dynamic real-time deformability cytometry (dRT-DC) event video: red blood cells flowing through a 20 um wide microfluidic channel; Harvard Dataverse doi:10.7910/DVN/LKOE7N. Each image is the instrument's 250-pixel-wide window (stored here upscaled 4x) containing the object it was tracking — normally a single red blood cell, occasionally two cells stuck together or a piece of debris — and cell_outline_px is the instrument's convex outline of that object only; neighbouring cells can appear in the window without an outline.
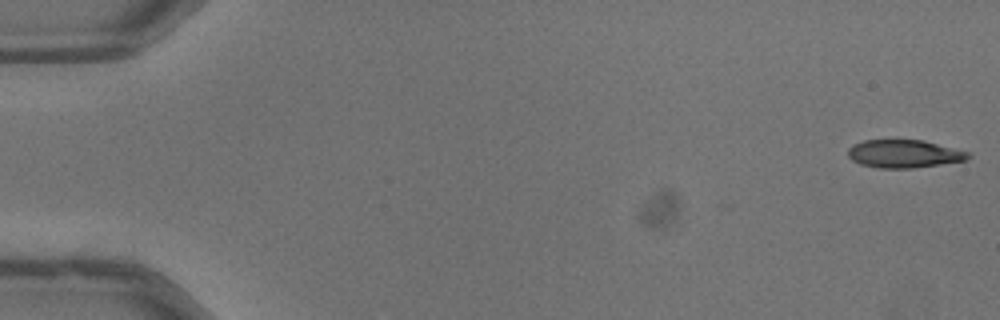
{"species": "common noctule bat (a hibernating species)", "species_latin": "Nyctalus noctula", "temperature_condition": "warm", "stored_images_in_passage": 52, "camera_frame_rate_fps": 3000, "um_per_image_px": 0.085, "animal": {"sex": "male", "body_mass_g": 13.3}, "frame": {"image": 1, "passage_image": 1, "time_ms": 0.0, "image_size_px": [1000, 320], "cell_outline_px": [[972, 156], [968, 160], [912, 168], [876, 168], [860, 164], [852, 160], [848, 156], [848, 148], [852, 144], [864, 140], [924, 140], [968, 152]], "centroid_in_image_um": [76.82, 13.07], "position_along_channel_um": 8.2, "area_um2": 19.65}}
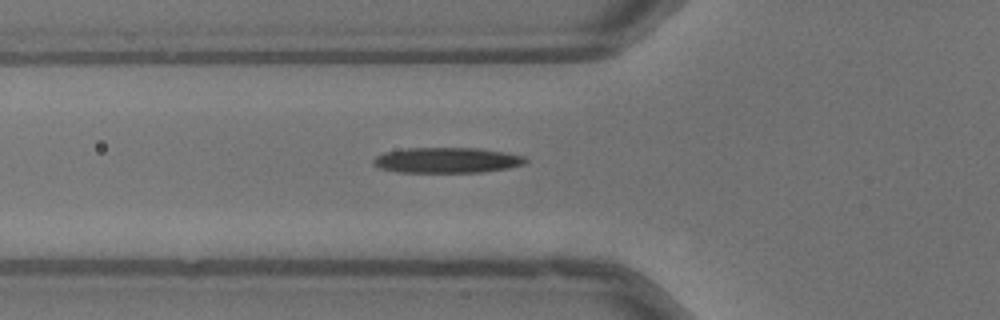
{"frame": {"image": 2, "passage_image": 19, "time_ms": 6.0, "image_size_px": [1000, 320], "cell_outline_px": [[528, 160], [524, 164], [508, 168], [484, 172], [400, 172], [380, 168], [372, 164], [372, 160], [376, 156], [384, 152], [404, 148], [480, 148], [504, 152], [524, 156]], "centroid_in_image_um": [37.98, 13.61], "position_along_channel_um": 87.8, "area_um2": 22.66}}
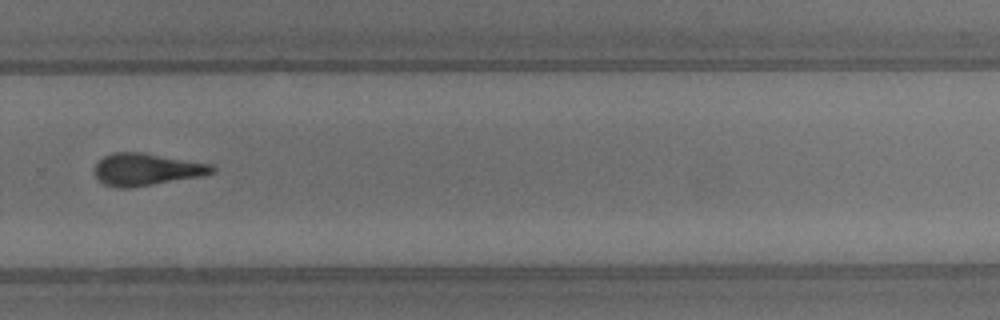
{"frame": {"image": 3, "passage_image": 36, "time_ms": 11.667, "image_size_px": [1000, 320], "cell_outline_px": [[216, 172], [204, 176], [128, 188], [116, 188], [104, 184], [96, 176], [96, 164], [104, 156], [116, 152], [140, 152], [212, 164], [216, 168]], "centroid_in_image_um": [12.5, 14.41], "position_along_channel_um": 317.3, "area_um2": 21.91}, "authors_computed_cell_mechanics": {"area_um2": 21.7906, "velocity_mm_per_s": 4.0389, "shape_relaxation_time_tau1_ms": 4.0755, "shape_relaxation_time_tau2_ms": 3.8841, "deformation_change_tau1": 0.1691, "deformation_change_tau2": 0.1661}}